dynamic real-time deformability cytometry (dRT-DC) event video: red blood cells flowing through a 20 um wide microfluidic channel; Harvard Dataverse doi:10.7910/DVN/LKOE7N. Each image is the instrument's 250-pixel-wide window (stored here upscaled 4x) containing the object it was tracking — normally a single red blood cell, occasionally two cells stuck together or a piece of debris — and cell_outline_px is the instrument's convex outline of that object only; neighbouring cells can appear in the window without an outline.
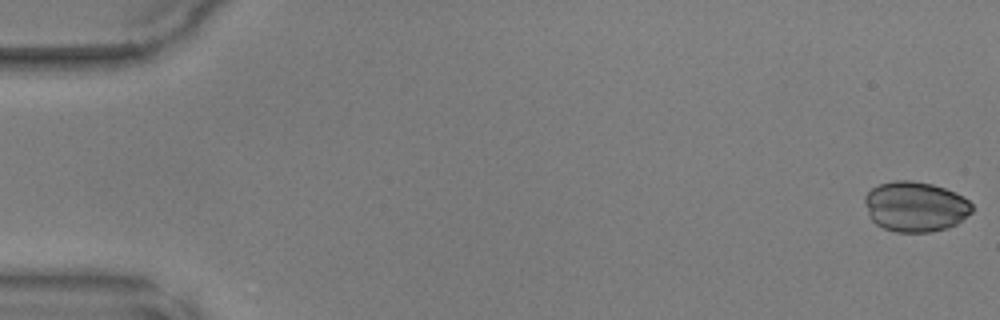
{"species": "common noctule bat (a hibernating species)", "species_latin": "Nyctalus noctula", "temperature_condition": "warm", "stored_images_in_passage": 48, "camera_frame_rate_fps": 3000, "um_per_image_px": 0.085, "animal": {"sex": "male", "body_mass_g": 17.9, "forearm_length_mm": 54.2}, "frame": {"image": 1, "passage_image": 1, "time_ms": 0.0, "image_size_px": [1000, 320], "cell_outline_px": [[972, 212], [956, 224], [948, 228], [932, 232], [896, 232], [884, 228], [876, 224], [868, 216], [864, 200], [864, 196], [872, 188], [880, 184], [896, 180], [912, 180], [932, 184], [956, 192], [964, 196], [972, 204]], "centroid_in_image_um": [77.81, 17.56], "position_along_channel_um": 7.2, "area_um2": 31.56}}
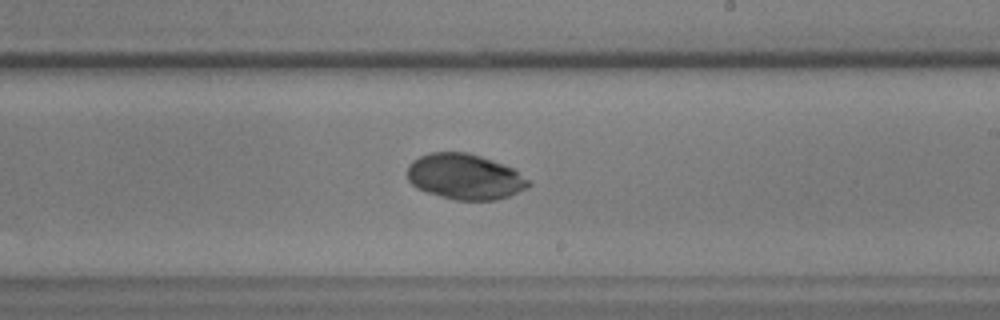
{"frame": {"image": 2, "passage_image": 29, "time_ms": 9.333, "image_size_px": [1000, 320], "cell_outline_px": [[532, 184], [528, 188], [508, 196], [496, 200], [456, 200], [440, 196], [416, 188], [408, 180], [408, 164], [412, 160], [420, 156], [432, 152], [468, 152], [492, 160], [512, 168], [528, 180]], "centroid_in_image_um": [39.5, 15.02], "position_along_channel_um": 249.5, "area_um2": 32.08}}
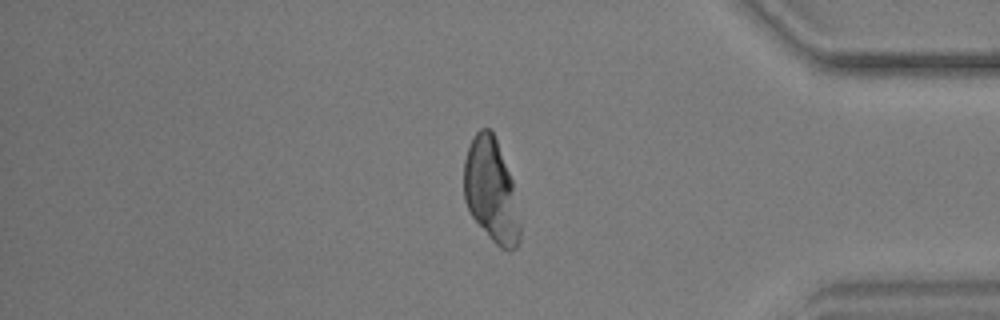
{"frame": {"image": 3, "passage_image": 41, "time_ms": 13.333, "image_size_px": [1000, 320], "cell_outline_px": [[520, 240], [516, 248], [512, 252], [508, 252], [500, 248], [492, 240], [472, 216], [464, 200], [464, 160], [468, 148], [476, 132], [480, 128], [488, 128], [492, 132], [496, 140], [512, 180], [520, 224]], "centroid_in_image_um": [41.75, 16.25], "position_along_channel_um": 393.5, "area_um2": 33.52}}